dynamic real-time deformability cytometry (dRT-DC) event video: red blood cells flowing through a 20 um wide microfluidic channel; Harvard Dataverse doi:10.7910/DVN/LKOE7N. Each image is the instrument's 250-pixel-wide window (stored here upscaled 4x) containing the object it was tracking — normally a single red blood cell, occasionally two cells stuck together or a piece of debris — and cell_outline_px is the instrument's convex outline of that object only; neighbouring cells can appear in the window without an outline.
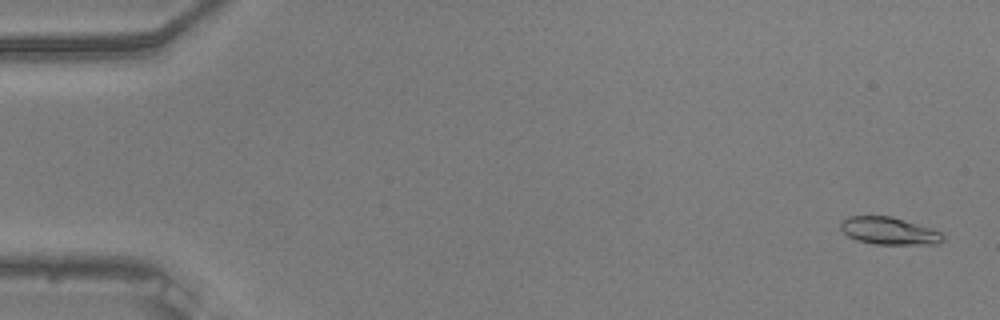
{"species": "common noctule bat (a hibernating species)", "species_latin": "Nyctalus noctula", "temperature_condition": "warm", "stored_images_in_passage": 9, "camera_frame_rate_fps": 3000, "um_per_image_px": 0.085, "animal": {"sex": "male", "body_mass_g": 20.5, "forearm_length_mm": 52.5}, "frame": {"image": 1, "passage_image": 2, "time_ms": 0.333, "image_size_px": [1000, 320], "cell_outline_px": [[944, 240], [940, 244], [876, 244], [856, 240], [848, 236], [840, 228], [840, 224], [848, 216], [892, 216], [940, 232], [944, 236]], "centroid_in_image_um": [75.56, 19.63], "position_along_channel_um": 9.4, "area_um2": 16.13}}